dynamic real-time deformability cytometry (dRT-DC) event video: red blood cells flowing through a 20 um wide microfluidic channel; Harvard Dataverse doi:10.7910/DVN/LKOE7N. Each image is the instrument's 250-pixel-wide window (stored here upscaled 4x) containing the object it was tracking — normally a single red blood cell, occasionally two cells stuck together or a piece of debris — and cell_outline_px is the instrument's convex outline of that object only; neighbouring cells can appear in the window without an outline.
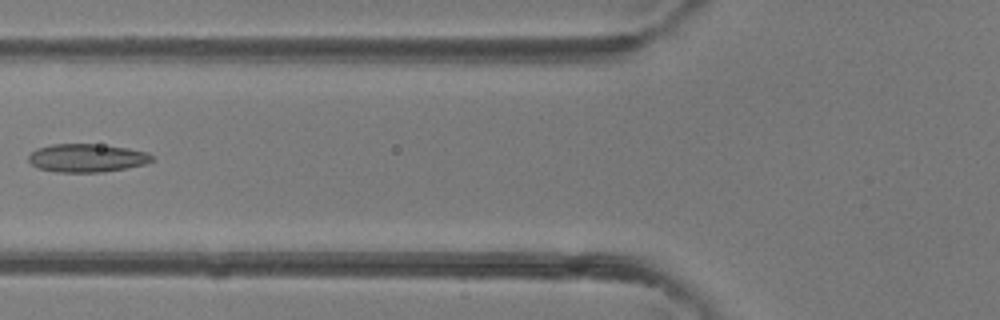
{"species": "common noctule bat (a hibernating species)", "species_latin": "Nyctalus noctula", "temperature_condition": "room temperature", "stored_images_in_passage": 5, "camera_frame_rate_fps": 3000, "um_per_image_px": 0.085, "animal": {"sex": "female"}, "frame": {"image": 1, "passage_image": 5, "time_ms": 5.333, "image_size_px": [1000, 320], "cell_outline_px": [[156, 160], [144, 164], [124, 168], [100, 172], [56, 172], [36, 168], [28, 160], [28, 156], [36, 148], [52, 144], [96, 144], [128, 148], [148, 152]], "centroid_in_image_um": [7.37, 13.42], "position_along_channel_um": 118.4, "area_um2": 20.35}}